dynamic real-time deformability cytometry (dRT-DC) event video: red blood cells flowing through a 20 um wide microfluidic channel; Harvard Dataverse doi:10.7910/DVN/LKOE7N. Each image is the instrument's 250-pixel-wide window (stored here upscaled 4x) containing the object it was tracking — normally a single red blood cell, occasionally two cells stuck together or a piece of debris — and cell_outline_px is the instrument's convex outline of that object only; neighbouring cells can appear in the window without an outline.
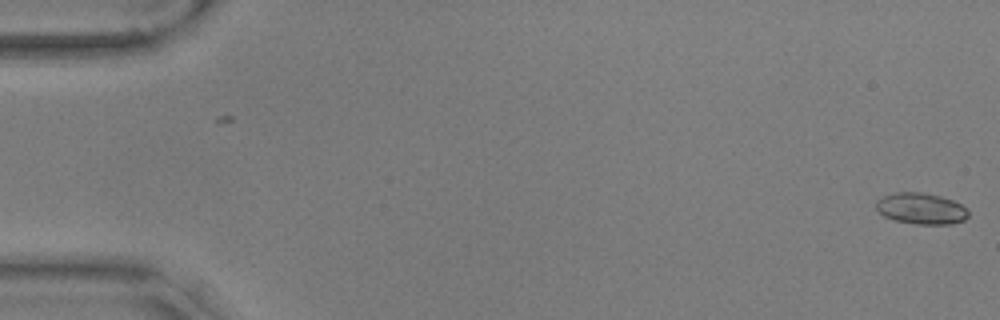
{"species": "common noctule bat (a hibernating species)", "species_latin": "Nyctalus noctula", "temperature_condition": "warm", "stored_images_in_passage": 5, "camera_frame_rate_fps": 3000, "um_per_image_px": 0.085, "animal": {"sex": "male", "body_mass_g": 17.9, "forearm_length_mm": 54.2}, "frame": {"image": 1, "passage_image": 5, "time_ms": 1.333, "image_size_px": [1000, 320], "cell_outline_px": [[968, 216], [964, 220], [952, 224], [916, 224], [896, 220], [884, 216], [876, 208], [876, 200], [884, 196], [896, 192], [920, 192], [940, 196], [952, 200], [968, 208]], "centroid_in_image_um": [78.31, 17.73], "position_along_channel_um": 6.7, "area_um2": 16.7}}